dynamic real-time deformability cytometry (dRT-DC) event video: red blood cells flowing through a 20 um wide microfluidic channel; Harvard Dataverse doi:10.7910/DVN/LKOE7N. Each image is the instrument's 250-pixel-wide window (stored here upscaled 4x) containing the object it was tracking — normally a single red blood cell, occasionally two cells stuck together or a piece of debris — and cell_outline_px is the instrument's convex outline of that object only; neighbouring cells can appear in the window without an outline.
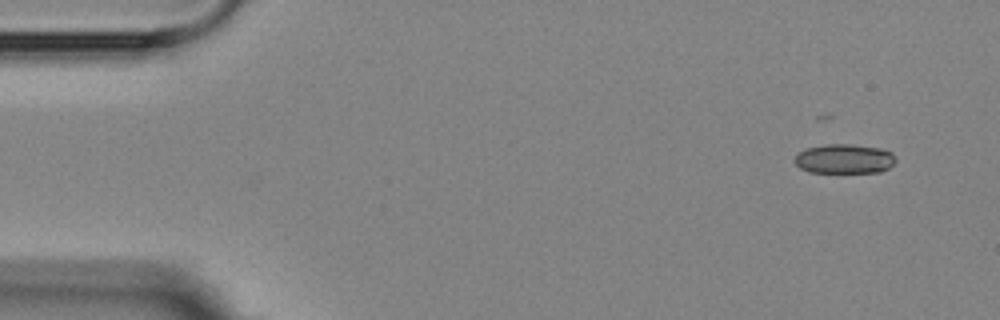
{"species": "Egyptian fruit bat (a non-hibernating species)", "species_latin": "Rousettus aegyptiacus", "temperature_condition": "room temperature", "stored_images_in_passage": 10, "camera_frame_rate_fps": 3000, "um_per_image_px": 0.085, "animal": {"sex": "female"}, "frame": {"image": 1, "passage_image": 1, "time_ms": 0.0, "image_size_px": [1000, 320], "cell_outline_px": [[896, 160], [888, 168], [880, 172], [808, 172], [800, 168], [792, 160], [800, 152], [808, 148], [828, 144], [852, 144], [880, 148], [892, 152]], "centroid_in_image_um": [71.77, 13.5], "position_along_channel_um": 13.2, "area_um2": 17.28}}
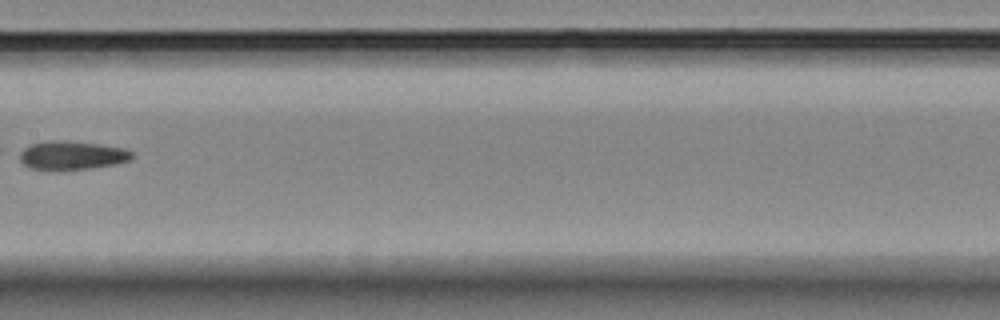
{"frame": {"image": 2, "passage_image": 8, "time_ms": 8.0, "image_size_px": [1000, 320], "cell_outline_px": [[132, 160], [116, 164], [92, 168], [28, 168], [20, 160], [20, 152], [28, 144], [44, 140], [68, 140], [100, 144], [124, 148], [132, 152]], "centroid_in_image_um": [6.12, 13.16], "position_along_channel_um": 201.3, "area_um2": 18.61}}
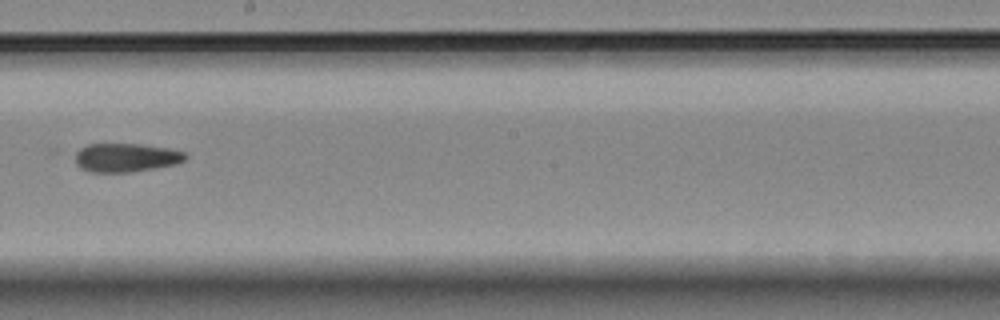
{"frame": {"image": 3, "passage_image": 9, "time_ms": 9.0, "image_size_px": [1000, 320], "cell_outline_px": [[188, 156], [184, 160], [176, 164], [156, 168], [128, 172], [92, 172], [80, 168], [76, 164], [72, 152], [88, 144], [140, 144], [168, 148], [184, 152]], "centroid_in_image_um": [10.65, 13.39], "position_along_channel_um": 237.5, "area_um2": 18.61}}